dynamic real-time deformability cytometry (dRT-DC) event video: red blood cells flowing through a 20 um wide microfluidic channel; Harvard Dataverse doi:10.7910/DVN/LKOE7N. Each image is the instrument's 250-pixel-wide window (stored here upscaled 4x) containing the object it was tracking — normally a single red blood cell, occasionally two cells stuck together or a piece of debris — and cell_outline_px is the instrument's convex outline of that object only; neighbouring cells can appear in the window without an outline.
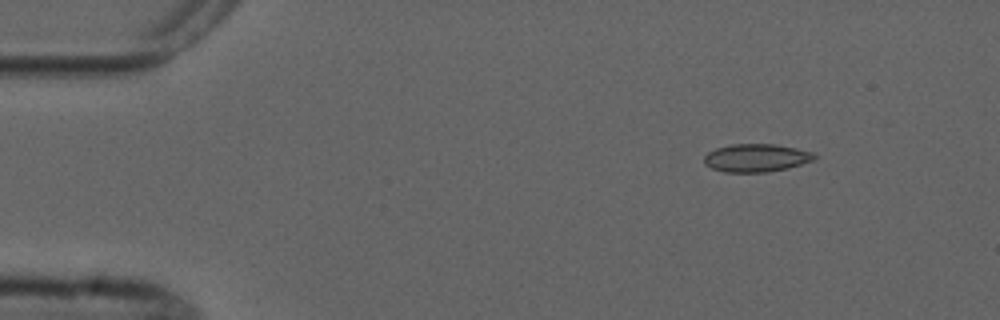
{"species": "common noctule bat (a hibernating species)", "species_latin": "Nyctalus noctula", "temperature_condition": "cold", "stored_images_in_passage": 3, "camera_frame_rate_fps": 3000, "um_per_image_px": 0.085, "animal": {"sex": "male", "forearm_length_mm": 52.5}, "frame": {"image": 1, "passage_image": 1, "time_ms": 0.0, "image_size_px": [1000, 320], "cell_outline_px": [[816, 156], [812, 160], [788, 168], [768, 172], [724, 172], [712, 168], [704, 164], [704, 156], [708, 152], [716, 148], [732, 144], [772, 144], [796, 148], [812, 152]], "centroid_in_image_um": [64.24, 13.42], "position_along_channel_um": 20.8, "area_um2": 17.86}}